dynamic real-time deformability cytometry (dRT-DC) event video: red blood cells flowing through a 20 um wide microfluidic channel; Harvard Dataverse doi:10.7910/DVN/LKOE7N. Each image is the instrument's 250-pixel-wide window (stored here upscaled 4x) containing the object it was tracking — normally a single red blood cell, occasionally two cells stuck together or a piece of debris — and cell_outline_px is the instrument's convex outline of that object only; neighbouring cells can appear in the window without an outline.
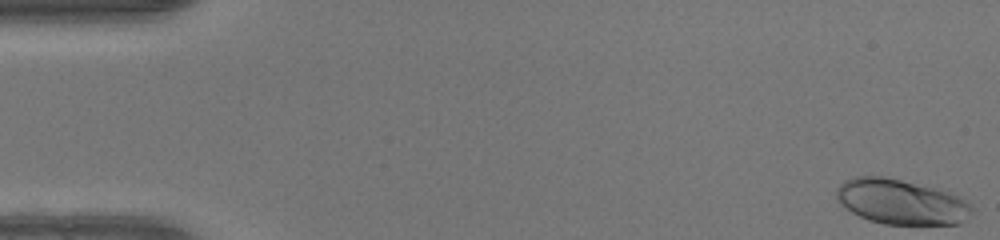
{"species": "human", "species_latin": "Homo sapiens", "temperature_condition": "warm", "stored_images_in_passage": 50, "camera_frame_rate_fps": 3000, "um_per_image_px": 0.085, "donor": {"sex": "female"}, "frame": {"image": 1, "passage_image": 1, "time_ms": 0.0, "image_size_px": [1000, 240], "cell_outline_px": [[976, 208], [960, 224], [884, 224], [868, 220], [852, 212], [836, 196], [836, 188], [844, 180], [856, 176], [884, 176], [932, 188], [956, 196], [972, 204]], "centroid_in_image_um": [76.59, 17.16], "position_along_channel_um": 8.4, "area_um2": 35.03}}
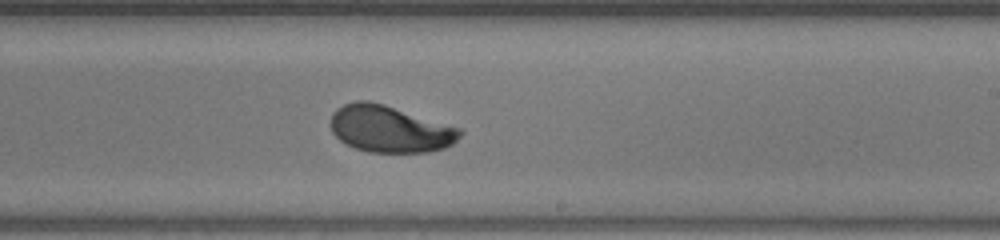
{"frame": {"image": 2, "passage_image": 30, "time_ms": 9.667, "image_size_px": [1000, 240], "cell_outline_px": [[464, 132], [452, 144], [444, 148], [428, 152], [368, 152], [356, 148], [340, 140], [332, 132], [332, 112], [336, 108], [344, 104], [356, 100], [368, 100], [384, 104], [460, 128]], "centroid_in_image_um": [33.13, 10.96], "position_along_channel_um": 255.9, "area_um2": 35.08}}
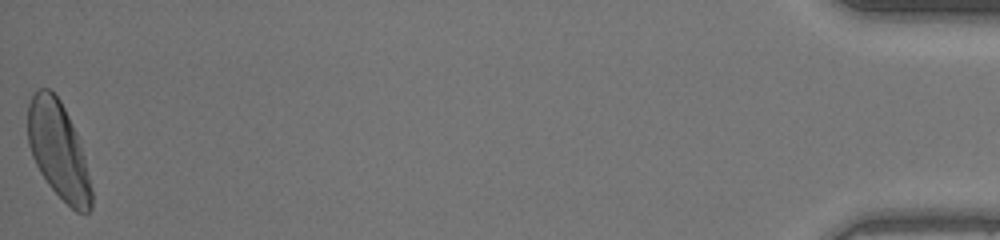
{"frame": {"image": 3, "passage_image": 50, "time_ms": 16.333, "image_size_px": [1000, 240], "cell_outline_px": [[92, 208], [88, 212], [76, 212], [48, 184], [40, 172], [32, 156], [28, 144], [28, 104], [36, 88], [48, 88], [60, 100], [76, 132], [84, 156], [92, 188]], "centroid_in_image_um": [4.96, 12.77], "position_along_channel_um": 430.2, "area_um2": 35.6}, "authors_computed_cell_mechanics": {"area_um2": 34.7089, "velocity_mm_per_s": 4.1583, "shape_relaxation_time_tau1_ms": 2.5759, "shape_relaxation_time_tau2_ms": 1.6203, "deformation_change_tau1": 0.1583, "deformation_change_tau2": 0.0507}}